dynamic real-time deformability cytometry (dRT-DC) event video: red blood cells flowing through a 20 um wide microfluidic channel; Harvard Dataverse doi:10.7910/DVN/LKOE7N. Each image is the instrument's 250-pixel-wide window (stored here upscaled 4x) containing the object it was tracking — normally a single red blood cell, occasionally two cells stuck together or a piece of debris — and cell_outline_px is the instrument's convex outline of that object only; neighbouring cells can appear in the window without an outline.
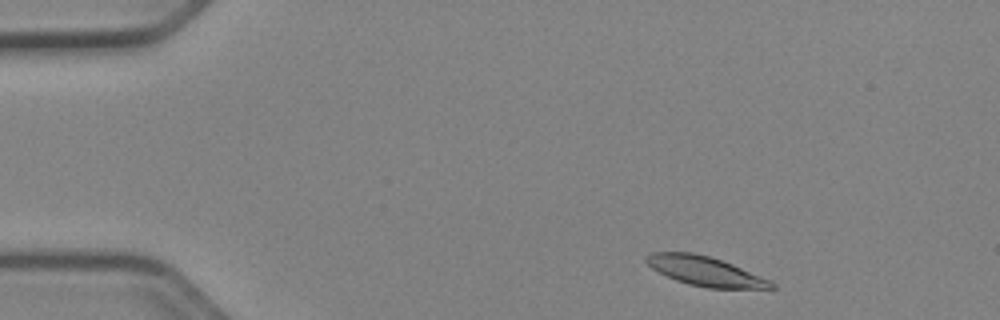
{"species": "Egyptian fruit bat (a non-hibernating species)", "species_latin": "Rousettus aegyptiacus", "temperature_condition": "cold", "stored_images_in_passage": 46, "camera_frame_rate_fps": 3000, "um_per_image_px": 0.085, "animal": {"sex": "female"}, "frame": {"image": 1, "passage_image": 2, "time_ms": 0.333, "image_size_px": [1000, 320], "cell_outline_px": [[776, 288], [708, 288], [688, 284], [676, 280], [652, 268], [644, 260], [644, 256], [652, 252], [692, 252], [708, 256], [732, 264], [768, 280], [776, 284]], "centroid_in_image_um": [59.89, 23.04], "position_along_channel_um": 25.1, "area_um2": 21.04}}
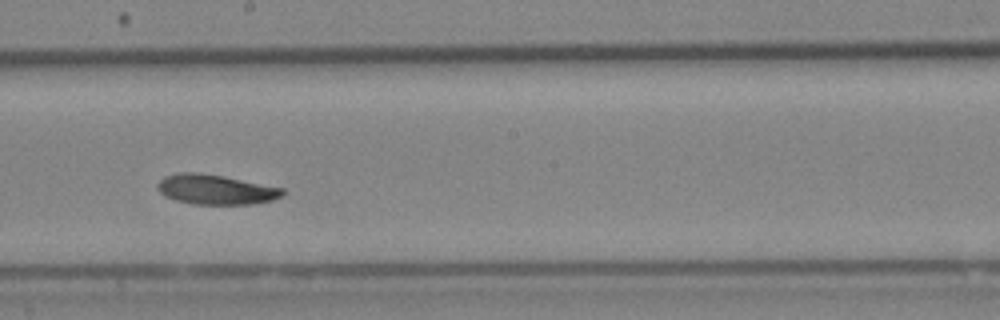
{"frame": {"image": 2, "passage_image": 24, "time_ms": 7.667, "image_size_px": [1000, 320], "cell_outline_px": [[284, 192], [280, 196], [272, 200], [252, 204], [192, 204], [176, 200], [164, 196], [156, 188], [156, 184], [164, 176], [180, 172], [196, 172], [224, 176], [284, 188]], "centroid_in_image_um": [18.29, 16.1], "position_along_channel_um": 229.9, "area_um2": 21.79}}
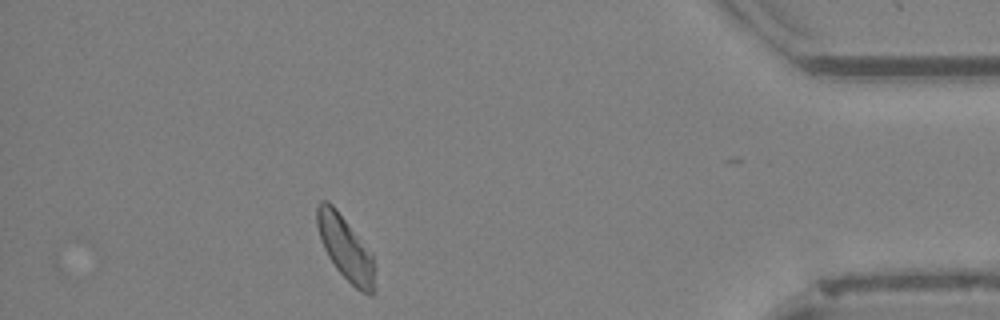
{"frame": {"image": 3, "passage_image": 41, "time_ms": 13.333, "image_size_px": [1000, 320], "cell_outline_px": [[376, 288], [372, 296], [368, 296], [360, 292], [336, 268], [328, 256], [320, 240], [316, 224], [316, 204], [320, 200], [328, 200], [336, 208], [372, 256]], "centroid_in_image_um": [29.33, 21.1], "position_along_channel_um": 405.9, "area_um2": 21.33}, "authors_computed_cell_mechanics": {"area_um2": 21.8195, "velocity_mm_per_s": 3.8861, "shape_relaxation_time_tau1_ms": 4.179, "shape_relaxation_time_tau2_ms": null, "deformation_change_tau1": 0.096, "deformation_change_tau2": null}}